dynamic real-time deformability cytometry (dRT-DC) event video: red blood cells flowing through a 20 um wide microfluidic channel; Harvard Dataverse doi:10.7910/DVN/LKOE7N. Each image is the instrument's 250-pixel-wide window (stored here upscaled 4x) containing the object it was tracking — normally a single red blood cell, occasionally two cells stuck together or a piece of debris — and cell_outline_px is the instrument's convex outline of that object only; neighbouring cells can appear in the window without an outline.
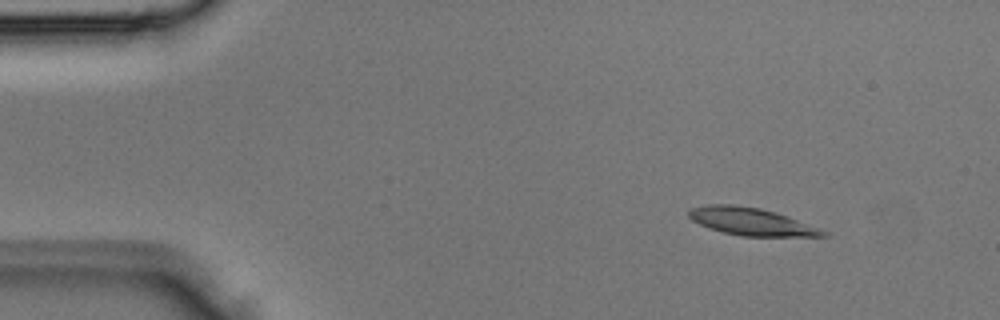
{"species": "Egyptian fruit bat (a non-hibernating species)", "species_latin": "Rousettus aegyptiacus", "temperature_condition": "room temperature", "stored_images_in_passage": 4, "camera_frame_rate_fps": 3000, "um_per_image_px": 0.085, "animal": {"sex": "male"}, "frame": {"image": 1, "passage_image": 2, "time_ms": 0.333, "image_size_px": [1000, 320], "cell_outline_px": [[828, 236], [744, 236], [724, 232], [708, 228], [692, 220], [688, 216], [688, 212], [692, 208], [708, 204], [732, 204], [760, 208], [788, 216], [820, 228], [828, 232]], "centroid_in_image_um": [63.86, 18.83], "position_along_channel_um": 21.1, "area_um2": 21.39}}
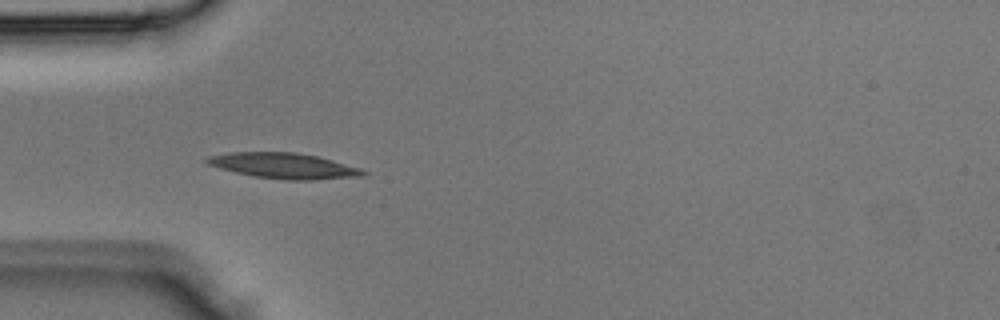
{"frame": {"image": 2, "passage_image": 4, "time_ms": 1.0, "image_size_px": [1000, 320], "cell_outline_px": [[368, 172], [364, 176], [316, 180], [288, 180], [252, 176], [220, 168], [208, 164], [204, 160], [208, 156], [232, 152], [296, 152], [316, 156], [332, 160], [360, 168]], "centroid_in_image_um": [24.15, 14.09], "position_along_channel_um": 60.9, "area_um2": 23.24}}